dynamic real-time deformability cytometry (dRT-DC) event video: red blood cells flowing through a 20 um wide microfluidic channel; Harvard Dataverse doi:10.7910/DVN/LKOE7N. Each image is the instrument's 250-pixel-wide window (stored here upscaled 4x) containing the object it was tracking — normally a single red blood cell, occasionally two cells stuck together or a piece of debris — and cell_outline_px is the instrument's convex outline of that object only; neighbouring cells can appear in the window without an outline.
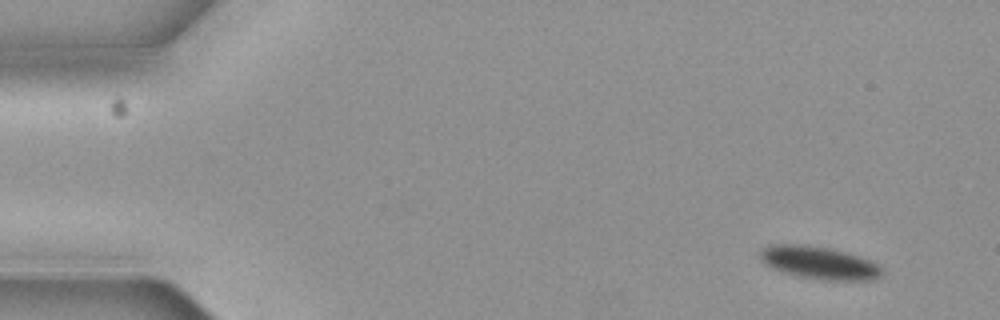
{"species": "common noctule bat (a hibernating species)", "species_latin": "Nyctalus noctula", "temperature_condition": "cold", "stored_images_in_passage": 10, "camera_frame_rate_fps": 3000, "um_per_image_px": 0.085, "animal": {"sex": "female", "body_mass_g": 19.3, "forearm_length_mm": 54.1}, "frame": {"image": 1, "passage_image": 1, "time_ms": 0.0, "image_size_px": [1000, 320], "cell_outline_px": [[884, 272], [876, 280], [820, 280], [780, 272], [764, 264], [760, 260], [756, 252], [772, 244], [796, 244], [824, 248], [844, 252], [868, 260], [884, 268]], "centroid_in_image_um": [69.57, 22.35], "position_along_channel_um": 15.4, "area_um2": 23.18}}
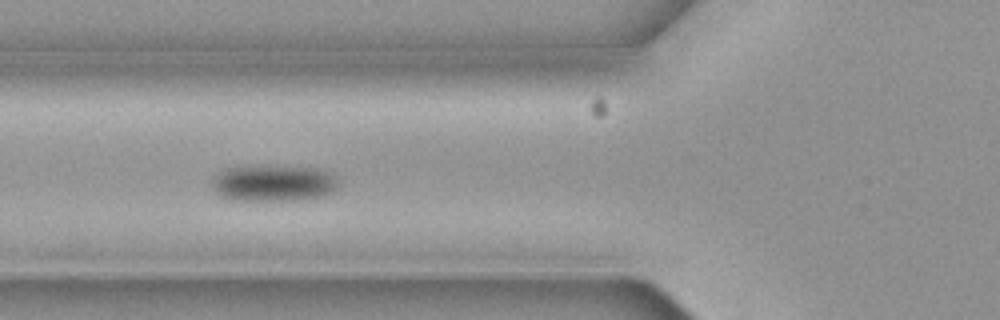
{"frame": {"image": 2, "passage_image": 6, "time_ms": 1.667, "image_size_px": [1000, 320], "cell_outline_px": [[336, 188], [324, 196], [300, 200], [232, 200], [220, 196], [212, 188], [212, 176], [224, 168], [312, 168], [328, 172], [336, 180]], "centroid_in_image_um": [23.17, 15.61], "position_along_channel_um": 102.6, "area_um2": 25.95}}
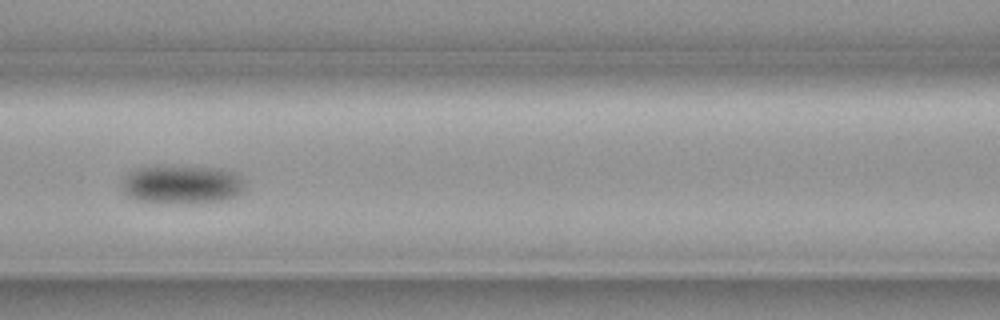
{"frame": {"image": 3, "passage_image": 7, "time_ms": 2.0, "image_size_px": [1000, 320], "cell_outline_px": [[244, 188], [236, 196], [224, 200], [192, 204], [164, 204], [136, 200], [128, 196], [124, 192], [124, 176], [140, 168], [220, 168], [236, 172], [244, 180]], "centroid_in_image_um": [15.52, 15.74], "position_along_channel_um": 151.1, "area_um2": 27.34}}